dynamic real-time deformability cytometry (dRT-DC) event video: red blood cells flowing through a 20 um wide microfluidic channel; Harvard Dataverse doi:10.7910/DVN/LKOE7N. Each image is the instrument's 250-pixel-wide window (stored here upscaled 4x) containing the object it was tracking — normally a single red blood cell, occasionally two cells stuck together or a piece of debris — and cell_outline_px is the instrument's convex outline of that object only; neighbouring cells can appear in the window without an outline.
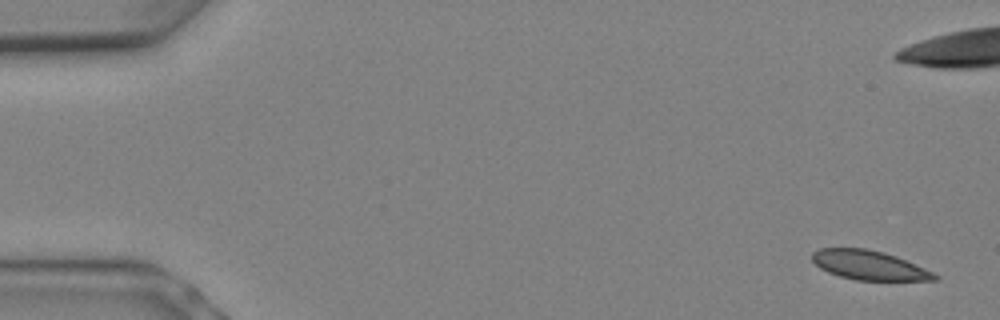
{"species": "Egyptian fruit bat (a non-hibernating species)", "species_latin": "Rousettus aegyptiacus", "temperature_condition": "warm", "stored_images_in_passage": 9, "camera_frame_rate_fps": 3000, "um_per_image_px": 0.085, "animal": {"sex": "female"}, "frame": {"image": 1, "passage_image": 1, "time_ms": 0.0, "image_size_px": [1000, 320], "cell_outline_px": [[940, 280], [856, 280], [840, 276], [828, 272], [820, 268], [812, 260], [812, 252], [820, 248], [868, 248], [884, 252], [896, 256], [924, 268], [940, 276]], "centroid_in_image_um": [73.87, 22.53], "position_along_channel_um": 11.1, "area_um2": 20.87}}
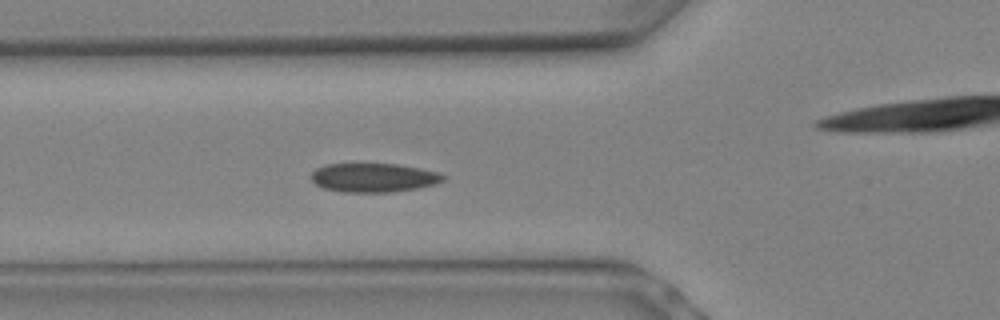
{"frame": {"image": 2, "passage_image": 8, "time_ms": 2.333, "image_size_px": [1000, 320], "cell_outline_px": [[448, 176], [444, 180], [436, 184], [416, 188], [392, 192], [344, 192], [324, 188], [316, 184], [312, 180], [312, 172], [316, 168], [324, 164], [400, 164], [440, 172]], "centroid_in_image_um": [31.8, 15.09], "position_along_channel_um": 94.0, "area_um2": 22.37}}